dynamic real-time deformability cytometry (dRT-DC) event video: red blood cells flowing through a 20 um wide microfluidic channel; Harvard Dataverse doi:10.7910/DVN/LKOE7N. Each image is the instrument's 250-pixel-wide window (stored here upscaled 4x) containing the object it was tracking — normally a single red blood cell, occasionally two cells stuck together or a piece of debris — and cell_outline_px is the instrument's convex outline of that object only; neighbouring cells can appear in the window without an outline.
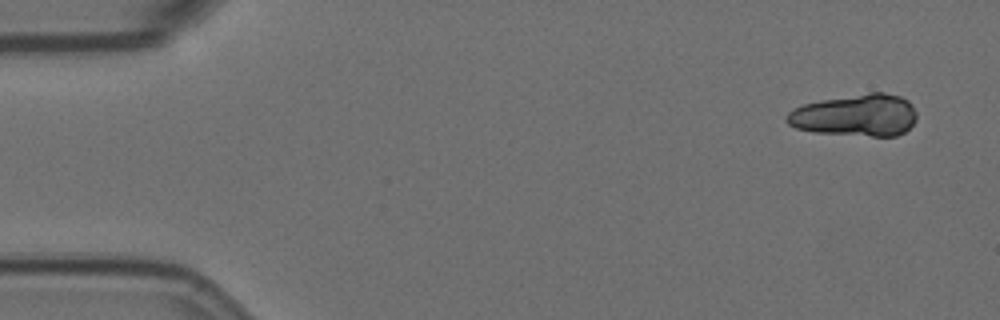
{"species": "Egyptian fruit bat (a non-hibernating species)", "species_latin": "Rousettus aegyptiacus", "temperature_condition": "room temperature", "stored_images_in_passage": 4, "camera_frame_rate_fps": 3000, "um_per_image_px": 0.085, "animal": {"sex": "female"}, "frame": {"image": 1, "passage_image": 1, "time_ms": 0.0, "image_size_px": [1000, 320], "cell_outline_px": [[916, 120], [904, 132], [896, 136], [872, 136], [812, 132], [796, 128], [788, 124], [784, 120], [784, 116], [792, 108], [804, 104], [820, 100], [868, 92], [884, 92], [900, 96], [908, 100], [912, 104], [916, 112]], "centroid_in_image_um": [72.7, 9.79], "position_along_channel_um": 12.3, "area_um2": 32.19}}